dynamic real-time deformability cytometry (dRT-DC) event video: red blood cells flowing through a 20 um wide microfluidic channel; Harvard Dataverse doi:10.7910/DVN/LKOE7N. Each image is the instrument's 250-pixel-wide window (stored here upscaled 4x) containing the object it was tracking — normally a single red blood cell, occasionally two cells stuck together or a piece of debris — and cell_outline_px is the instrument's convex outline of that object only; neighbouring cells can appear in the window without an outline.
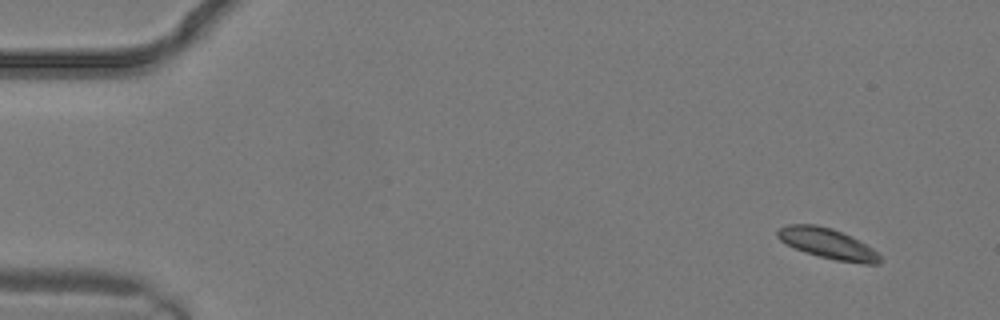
{"species": "common noctule bat (a hibernating species)", "species_latin": "Nyctalus noctula", "temperature_condition": "warm", "stored_images_in_passage": 3, "camera_frame_rate_fps": 3000, "um_per_image_px": 0.085, "animal": {"sex": "male", "body_mass_g": 19.2, "forearm_length_mm": 51.8}, "frame": {"image": 1, "passage_image": 1, "time_ms": 0.0, "image_size_px": [1000, 320], "cell_outline_px": [[880, 264], [864, 264], [836, 260], [820, 256], [796, 248], [780, 240], [776, 236], [776, 232], [780, 228], [788, 224], [816, 224], [832, 228], [852, 236], [872, 248], [880, 256]], "centroid_in_image_um": [70.36, 20.69], "position_along_channel_um": 14.6, "area_um2": 17.92}}